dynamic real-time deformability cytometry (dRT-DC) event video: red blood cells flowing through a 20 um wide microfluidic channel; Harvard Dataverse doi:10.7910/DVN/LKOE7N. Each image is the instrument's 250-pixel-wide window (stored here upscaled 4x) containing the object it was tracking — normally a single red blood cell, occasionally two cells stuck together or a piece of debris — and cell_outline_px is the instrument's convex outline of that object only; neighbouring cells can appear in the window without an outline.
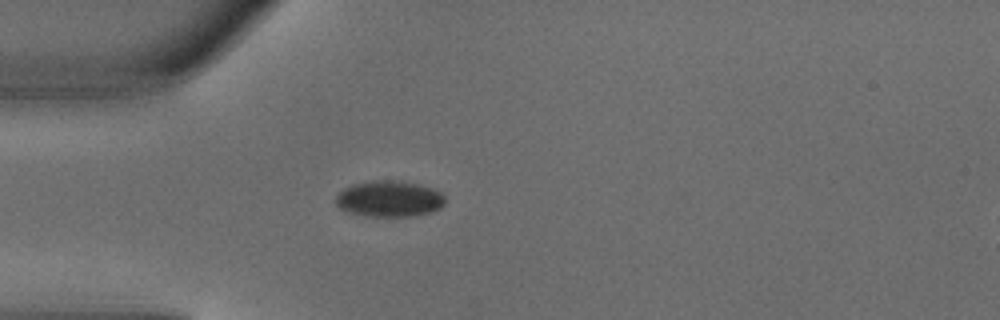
{"species": "common noctule bat (a hibernating species)", "species_latin": "Nyctalus noctula", "temperature_condition": "warm", "stored_images_in_passage": 2, "segment_of_instrument_passage": [1, 2], "camera_frame_rate_fps": 3000, "um_per_image_px": 0.085, "animal": {"sex": "male", "body_mass_g": 18.8}, "frame": {"image": 1, "passage_image": 1, "time_ms": 0.0, "image_size_px": [1000, 320], "cell_outline_px": [[444, 204], [440, 208], [428, 212], [408, 216], [368, 216], [348, 212], [340, 208], [336, 204], [336, 196], [344, 188], [352, 184], [372, 180], [388, 180], [416, 184], [432, 188], [440, 192], [444, 196]], "centroid_in_image_um": [33.05, 16.89], "position_along_channel_um": 51.9, "area_um2": 22.66}}